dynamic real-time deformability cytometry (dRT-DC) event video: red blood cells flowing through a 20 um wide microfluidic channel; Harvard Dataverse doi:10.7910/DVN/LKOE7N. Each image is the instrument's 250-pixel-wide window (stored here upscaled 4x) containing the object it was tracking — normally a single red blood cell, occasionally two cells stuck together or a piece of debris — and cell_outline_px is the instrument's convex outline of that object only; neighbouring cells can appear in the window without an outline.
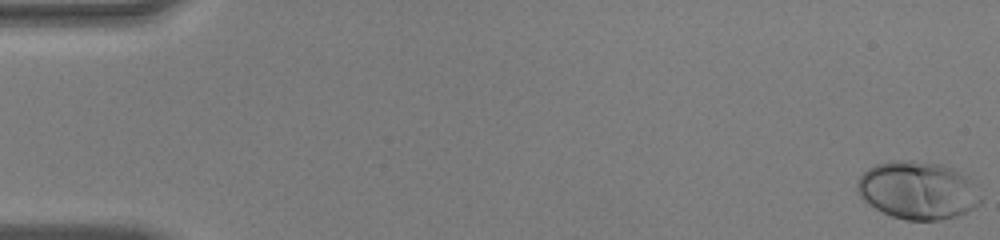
{"species": "human", "species_latin": "Homo sapiens", "temperature_condition": "warm", "stored_images_in_passage": 51, "camera_frame_rate_fps": 3000, "um_per_image_px": 0.085, "donor": {"sex": "male"}, "frame": {"image": 1, "passage_image": 1, "time_ms": 0.0, "image_size_px": [1000, 240], "cell_outline_px": [[980, 204], [956, 216], [940, 220], [904, 220], [892, 216], [868, 204], [860, 196], [856, 188], [856, 184], [860, 176], [868, 168], [876, 164], [892, 160], [908, 160], [940, 164], [952, 168], [968, 176], [980, 196]], "centroid_in_image_um": [77.98, 16.17], "position_along_channel_um": 7.0, "area_um2": 41.44}}
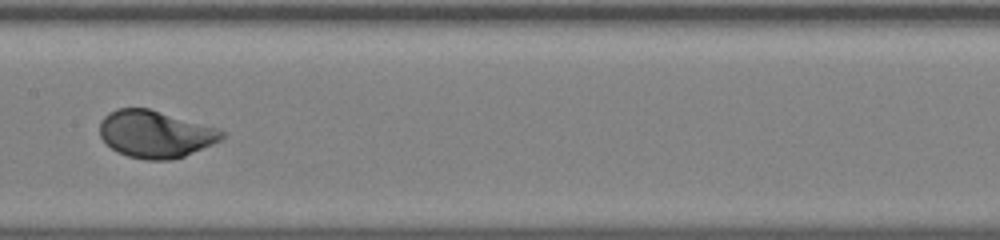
{"frame": {"image": 2, "passage_image": 27, "time_ms": 8.667, "image_size_px": [1000, 240], "cell_outline_px": [[224, 136], [220, 140], [212, 144], [184, 156], [172, 160], [144, 160], [128, 156], [116, 152], [100, 136], [100, 120], [108, 112], [116, 108], [148, 108], [220, 128], [224, 132]], "centroid_in_image_um": [13.19, 11.39], "position_along_channel_um": 194.2, "area_um2": 33.7}}
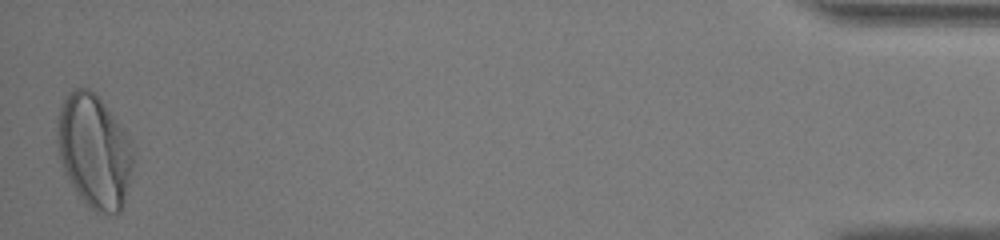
{"frame": {"image": 3, "passage_image": 51, "time_ms": 16.667, "image_size_px": [1000, 240], "cell_outline_px": [[132, 168], [124, 204], [120, 212], [96, 212], [88, 208], [84, 204], [76, 192], [64, 172], [56, 140], [56, 116], [64, 96], [68, 92], [76, 88], [88, 88], [104, 104], [124, 128], [128, 136], [132, 152]], "centroid_in_image_um": [7.97, 12.84], "position_along_channel_um": 427.2, "area_um2": 50.34}, "authors_computed_cell_mechanics": {"area_um2": 34.2754, "velocity_mm_per_s": 4.0475, "shape_relaxation_time_tau1_ms": 2.2471, "shape_relaxation_time_tau2_ms": null, "deformation_change_tau1": 0.1818, "deformation_change_tau2": null}}